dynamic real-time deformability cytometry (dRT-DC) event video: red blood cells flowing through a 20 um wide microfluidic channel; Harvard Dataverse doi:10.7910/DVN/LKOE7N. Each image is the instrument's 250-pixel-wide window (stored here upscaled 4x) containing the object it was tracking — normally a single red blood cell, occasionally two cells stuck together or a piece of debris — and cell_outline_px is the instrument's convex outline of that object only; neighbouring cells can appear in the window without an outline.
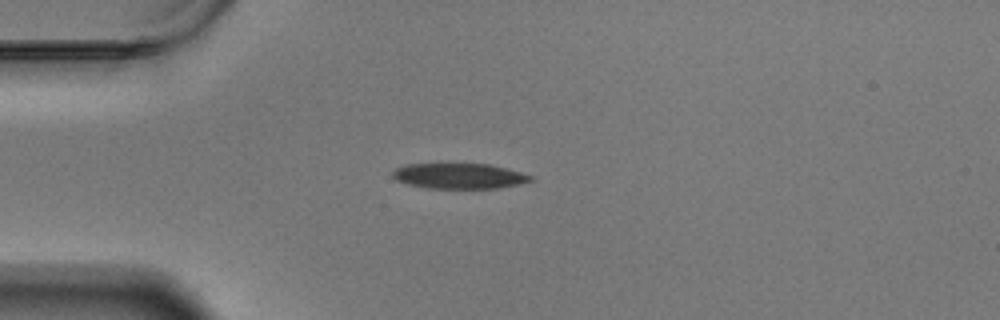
{"species": "Egyptian fruit bat (a non-hibernating species)", "species_latin": "Rousettus aegyptiacus", "temperature_condition": "warm", "stored_images_in_passage": 44, "camera_frame_rate_fps": 3000, "um_per_image_px": 0.085, "animal": {"sex": "male"}, "frame": {"image": 1, "passage_image": 1, "time_ms": 0.0, "image_size_px": [1000, 320], "cell_outline_px": [[532, 180], [520, 184], [496, 188], [428, 188], [408, 184], [396, 180], [392, 176], [392, 172], [396, 168], [408, 164], [488, 164], [520, 172], [532, 176]], "centroid_in_image_um": [39.0, 14.96], "position_along_channel_um": 46.0, "area_um2": 20.17}}
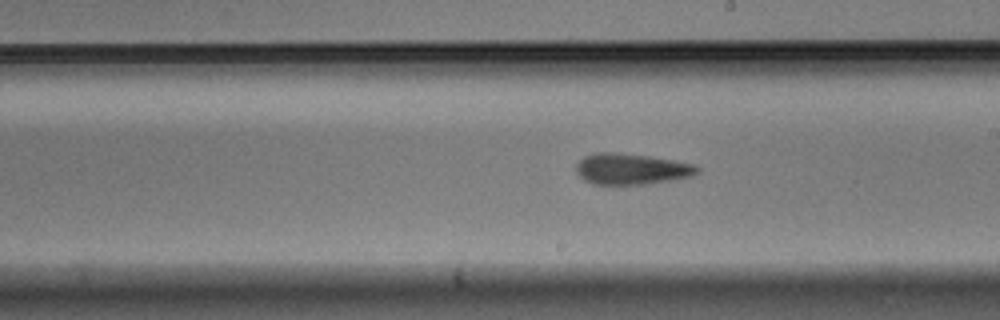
{"frame": {"image": 2, "passage_image": 19, "time_ms": 6.0, "image_size_px": [1000, 320], "cell_outline_px": [[700, 172], [692, 176], [676, 180], [648, 184], [592, 184], [584, 180], [576, 172], [576, 164], [584, 156], [596, 152], [612, 152], [648, 156], [696, 164], [700, 168]], "centroid_in_image_um": [53.7, 14.37], "position_along_channel_um": 235.3, "area_um2": 22.08}}
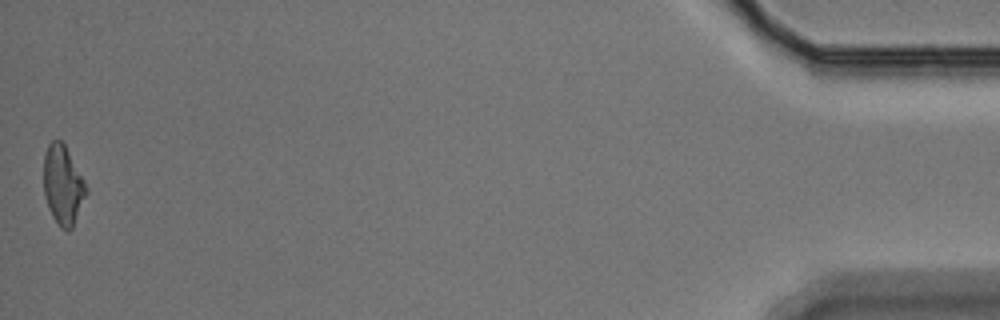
{"frame": {"image": 3, "passage_image": 44, "time_ms": 14.333, "image_size_px": [1000, 320], "cell_outline_px": [[88, 192], [72, 228], [68, 232], [60, 228], [52, 216], [48, 208], [44, 196], [44, 152], [48, 144], [52, 140], [60, 140], [64, 144], [84, 180], [88, 188]], "centroid_in_image_um": [5.34, 15.76], "position_along_channel_um": 429.9, "area_um2": 19.71}, "authors_computed_cell_mechanics": {"area_um2": 20.9814, "velocity_mm_per_s": 3.4507, "shape_relaxation_time_tau1_ms": 4.2062, "shape_relaxation_time_tau2_ms": 2.575, "deformation_change_tau1": 0.1449, "deformation_change_tau2": 0.1297}}